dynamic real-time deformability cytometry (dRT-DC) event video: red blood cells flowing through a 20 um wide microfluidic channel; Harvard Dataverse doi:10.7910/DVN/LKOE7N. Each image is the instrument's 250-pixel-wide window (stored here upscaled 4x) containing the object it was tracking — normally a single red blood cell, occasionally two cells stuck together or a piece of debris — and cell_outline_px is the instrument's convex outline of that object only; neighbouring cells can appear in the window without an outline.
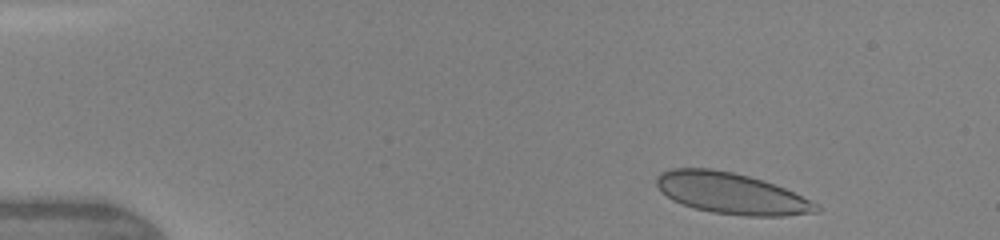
{"species": "human", "species_latin": "Homo sapiens", "temperature_condition": "warm", "stored_images_in_passage": 4, "camera_frame_rate_fps": 3000, "um_per_image_px": 0.085, "donor": {"sex": "female"}, "frame": {"image": 1, "passage_image": 1, "time_ms": 0.0, "image_size_px": [1000, 240], "cell_outline_px": [[820, 212], [784, 216], [748, 216], [712, 212], [696, 208], [672, 200], [660, 192], [656, 184], [656, 176], [660, 172], [672, 168], [712, 168], [732, 172], [764, 180], [784, 188], [820, 204]], "centroid_in_image_um": [62.16, 16.43], "position_along_channel_um": 22.8, "area_um2": 38.44}}
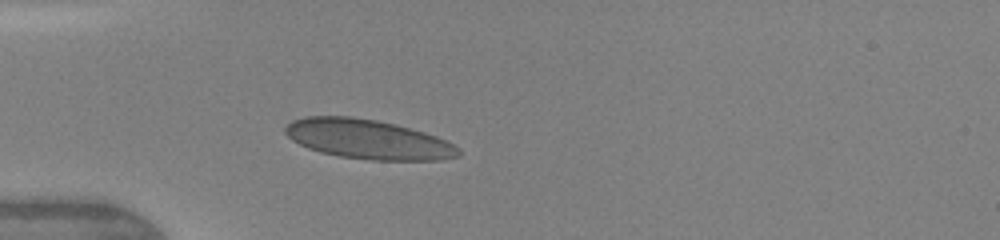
{"frame": {"image": 2, "passage_image": 4, "time_ms": 2.667, "image_size_px": [1000, 240], "cell_outline_px": [[460, 156], [440, 160], [368, 160], [340, 156], [320, 152], [308, 148], [292, 140], [284, 132], [284, 128], [292, 120], [304, 116], [352, 116], [376, 120], [424, 132], [436, 136], [460, 148]], "centroid_in_image_um": [31.25, 11.84], "position_along_channel_um": 53.7, "area_um2": 39.77}}